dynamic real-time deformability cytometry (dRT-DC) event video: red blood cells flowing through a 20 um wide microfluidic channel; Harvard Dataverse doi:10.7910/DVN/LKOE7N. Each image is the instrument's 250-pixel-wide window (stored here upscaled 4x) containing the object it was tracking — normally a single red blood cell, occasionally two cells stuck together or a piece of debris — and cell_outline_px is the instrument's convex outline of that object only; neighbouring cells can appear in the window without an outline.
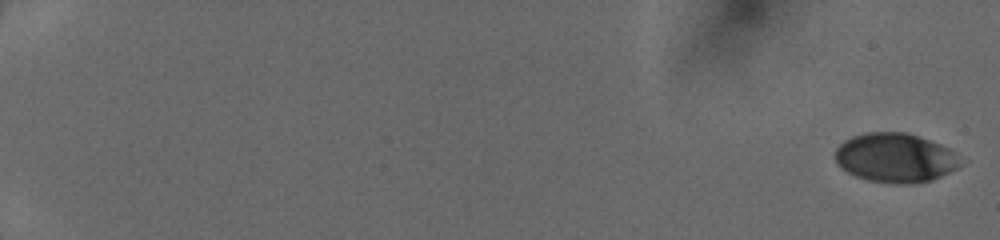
{"species": "human", "species_latin": "Homo sapiens", "temperature_condition": "cold", "stored_images_in_passage": 39, "camera_frame_rate_fps": 3000, "um_per_image_px": 0.085, "donor": {"sex": "female"}, "frame": {"image": 1, "passage_image": 1, "time_ms": 0.0, "image_size_px": [1000, 240], "cell_outline_px": [[968, 160], [956, 168], [932, 180], [916, 184], [892, 184], [868, 180], [856, 176], [840, 168], [836, 164], [836, 148], [844, 140], [852, 136], [864, 132], [904, 132], [940, 144], [956, 152]], "centroid_in_image_um": [76.13, 13.42], "position_along_channel_um": 8.9, "area_um2": 36.41}}
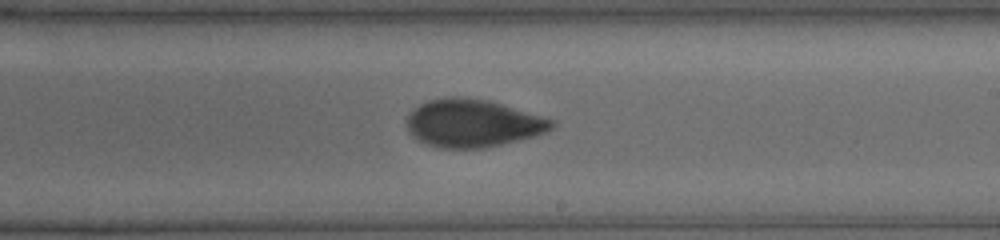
{"frame": {"image": 2, "passage_image": 25, "time_ms": 11.0, "image_size_px": [1000, 240], "cell_outline_px": [[556, 124], [552, 128], [544, 132], [532, 136], [484, 148], [440, 148], [428, 144], [420, 140], [408, 128], [408, 116], [420, 104], [428, 100], [452, 96], [464, 96], [488, 100], [556, 120]], "centroid_in_image_um": [40.22, 10.45], "position_along_channel_um": 248.8, "area_um2": 39.77}}
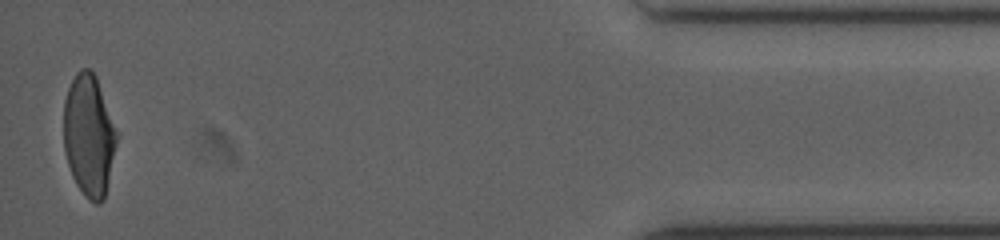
{"frame": {"image": 3, "passage_image": 39, "time_ms": 16.667, "image_size_px": [1000, 240], "cell_outline_px": [[116, 144], [104, 200], [100, 204], [96, 204], [88, 200], [84, 196], [76, 184], [72, 176], [68, 164], [64, 148], [64, 100], [68, 88], [76, 72], [80, 68], [92, 68], [96, 76], [116, 132]], "centroid_in_image_um": [7.53, 11.52], "position_along_channel_um": 427.7, "area_um2": 37.28}}